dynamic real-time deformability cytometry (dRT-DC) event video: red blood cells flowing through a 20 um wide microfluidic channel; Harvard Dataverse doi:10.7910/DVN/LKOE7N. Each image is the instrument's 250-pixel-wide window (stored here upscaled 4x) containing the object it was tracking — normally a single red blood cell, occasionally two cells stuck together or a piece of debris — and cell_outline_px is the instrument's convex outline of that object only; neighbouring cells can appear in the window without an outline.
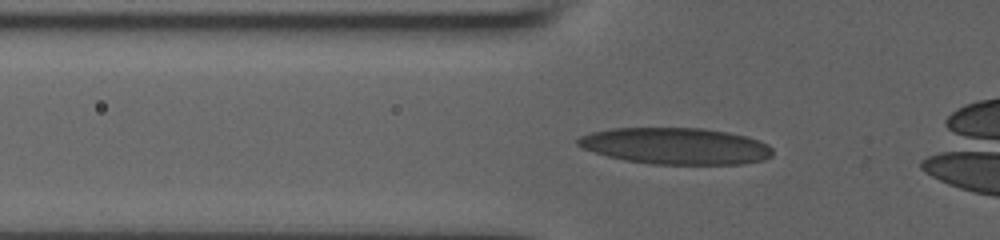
{"species": "human", "species_latin": "Homo sapiens", "temperature_condition": "room temperature", "stored_images_in_passage": 34, "camera_frame_rate_fps": 3000, "um_per_image_px": 0.085, "donor": {"sex": "male"}, "frame": {"image": 1, "passage_image": 5, "time_ms": 1.333, "image_size_px": [1000, 240], "cell_outline_px": [[772, 156], [764, 160], [744, 164], [652, 164], [624, 160], [608, 156], [584, 148], [576, 144], [576, 140], [580, 136], [592, 132], [612, 128], [704, 128], [728, 132], [748, 136], [760, 140], [768, 144], [772, 148]], "centroid_in_image_um": [57.48, 12.41], "position_along_channel_um": 68.3, "area_um2": 41.62}}
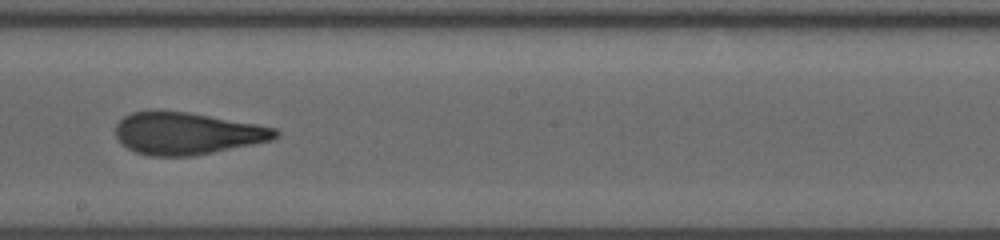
{"frame": {"image": 2, "passage_image": 17, "time_ms": 5.667, "image_size_px": [1000, 240], "cell_outline_px": [[280, 136], [272, 140], [192, 156], [148, 156], [136, 152], [128, 148], [116, 136], [116, 124], [124, 116], [132, 112], [152, 108], [160, 108], [188, 112], [256, 124], [276, 128], [280, 132]], "centroid_in_image_um": [15.86, 11.31], "position_along_channel_um": 232.3, "area_um2": 39.59}}
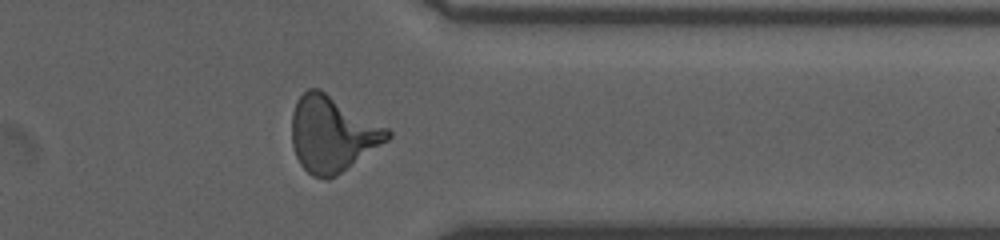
{"frame": {"image": 3, "passage_image": 28, "time_ms": 9.667, "image_size_px": [1000, 240], "cell_outline_px": [[392, 136], [388, 140], [336, 176], [328, 180], [324, 180], [312, 176], [300, 164], [296, 156], [292, 144], [292, 112], [296, 100], [308, 88], [320, 88], [388, 128], [392, 132]], "centroid_in_image_um": [28.23, 11.39], "position_along_channel_um": 383.2, "area_um2": 42.31}}